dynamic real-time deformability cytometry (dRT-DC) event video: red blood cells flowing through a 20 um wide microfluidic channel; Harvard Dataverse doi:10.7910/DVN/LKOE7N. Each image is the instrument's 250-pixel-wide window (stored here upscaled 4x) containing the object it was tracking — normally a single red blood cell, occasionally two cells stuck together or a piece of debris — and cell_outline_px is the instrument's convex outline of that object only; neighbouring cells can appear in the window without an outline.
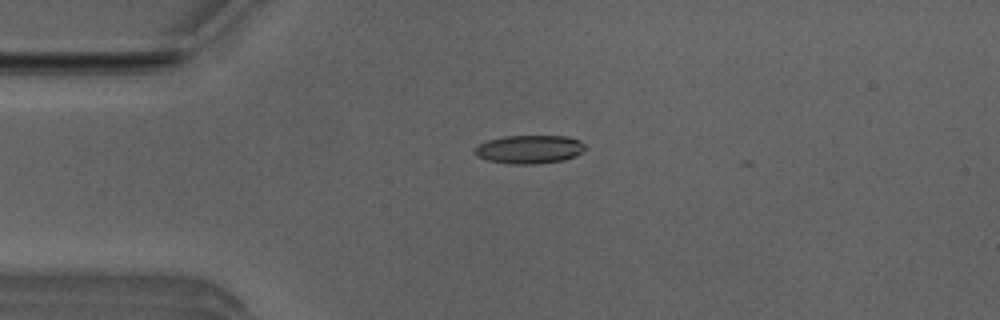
{"species": "Egyptian fruit bat (a non-hibernating species)", "species_latin": "Rousettus aegyptiacus", "temperature_condition": "room temperature", "stored_images_in_passage": 7, "camera_frame_rate_fps": 3000, "um_per_image_px": 0.085, "animal": {"sex": "male"}, "frame": {"image": 1, "passage_image": 4, "time_ms": 1.0, "image_size_px": [1000, 320], "cell_outline_px": [[588, 148], [576, 156], [564, 160], [536, 164], [512, 164], [488, 160], [476, 156], [476, 148], [480, 144], [488, 140], [504, 136], [568, 136], [580, 140]], "centroid_in_image_um": [45.06, 12.69], "position_along_channel_um": 39.9, "area_um2": 18.32}}